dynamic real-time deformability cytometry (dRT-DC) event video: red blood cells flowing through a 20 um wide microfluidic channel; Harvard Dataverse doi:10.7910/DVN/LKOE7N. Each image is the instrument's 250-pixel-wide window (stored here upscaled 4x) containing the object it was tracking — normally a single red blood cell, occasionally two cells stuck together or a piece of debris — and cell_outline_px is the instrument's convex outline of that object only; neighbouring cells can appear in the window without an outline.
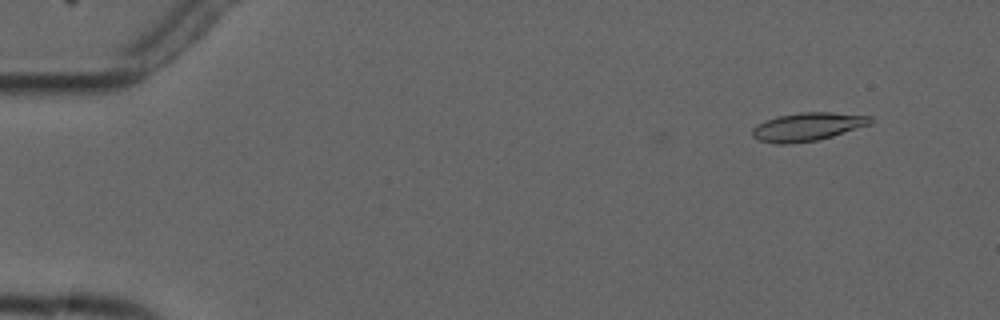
{"species": "common noctule bat (a hibernating species)", "species_latin": "Nyctalus noctula", "temperature_condition": "cold", "stored_images_in_passage": 4, "camera_frame_rate_fps": 3000, "um_per_image_px": 0.085, "animal": {"sex": "male", "forearm_length_mm": 52.5}, "frame": {"image": 1, "passage_image": 2, "time_ms": 1.0, "image_size_px": [1000, 320], "cell_outline_px": [[876, 120], [872, 124], [832, 136], [816, 140], [788, 144], [776, 144], [760, 140], [752, 136], [752, 128], [756, 124], [764, 120], [776, 116], [800, 112], [832, 112], [872, 116]], "centroid_in_image_um": [68.66, 10.76], "position_along_channel_um": 16.3, "area_um2": 19.71}}